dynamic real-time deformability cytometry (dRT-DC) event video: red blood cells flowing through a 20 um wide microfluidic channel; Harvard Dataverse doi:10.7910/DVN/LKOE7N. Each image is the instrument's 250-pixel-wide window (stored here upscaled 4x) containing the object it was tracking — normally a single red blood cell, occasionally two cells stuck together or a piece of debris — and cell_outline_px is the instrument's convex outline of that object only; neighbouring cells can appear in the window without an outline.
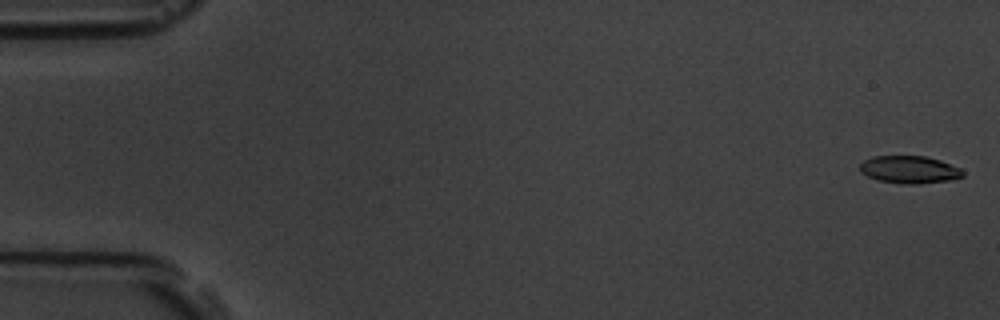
{"species": "common noctule bat (a hibernating species)", "species_latin": "Nyctalus noctula", "temperature_condition": "room temperature", "stored_images_in_passage": 15, "camera_frame_rate_fps": 3000, "um_per_image_px": 0.085, "animal": {"sex": "male", "body_mass_g": 19.5, "forearm_length_mm": 54.6}, "frame": {"image": 1, "passage_image": 1, "time_ms": 0.0, "image_size_px": [1000, 320], "cell_outline_px": [[964, 176], [948, 180], [920, 184], [904, 184], [880, 180], [868, 176], [860, 172], [860, 164], [864, 160], [872, 156], [924, 156], [940, 160], [960, 168], [964, 172]], "centroid_in_image_um": [77.3, 14.41], "position_along_channel_um": 7.7, "area_um2": 16.42}}
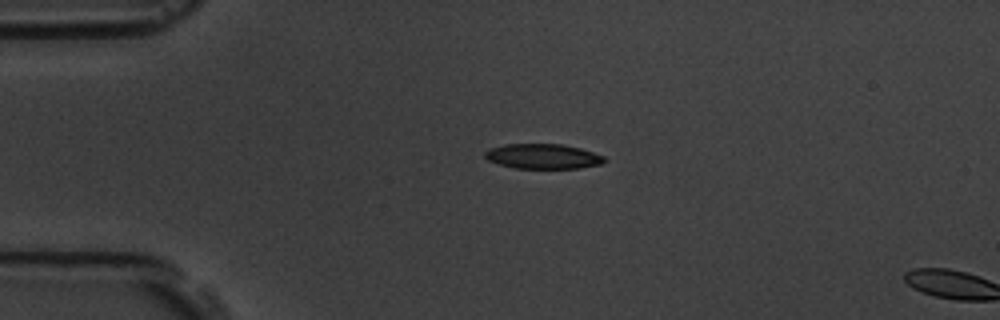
{"frame": {"image": 2, "passage_image": 13, "time_ms": 4.0, "image_size_px": [1000, 320], "cell_outline_px": [[608, 160], [600, 164], [580, 168], [512, 168], [488, 160], [484, 156], [484, 152], [488, 148], [504, 144], [560, 144], [580, 148], [604, 156]], "centroid_in_image_um": [46.13, 13.28], "position_along_channel_um": 38.9, "area_um2": 17.4}}